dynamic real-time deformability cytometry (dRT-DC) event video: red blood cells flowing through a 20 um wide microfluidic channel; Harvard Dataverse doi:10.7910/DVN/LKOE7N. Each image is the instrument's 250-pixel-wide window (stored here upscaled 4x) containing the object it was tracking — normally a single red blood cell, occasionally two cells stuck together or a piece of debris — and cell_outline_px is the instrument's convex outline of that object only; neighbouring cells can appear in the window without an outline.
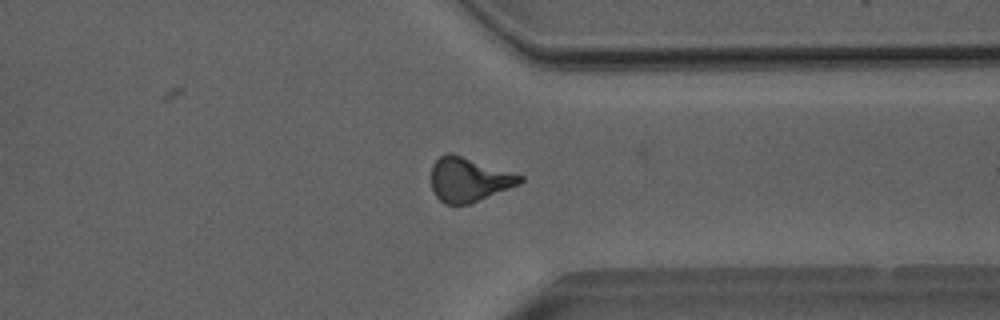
{"species": "Egyptian fruit bat (a non-hibernating species)", "species_latin": "Rousettus aegyptiacus", "temperature_condition": "room temperature", "stored_images_in_passage": 40, "camera_frame_rate_fps": 3000, "um_per_image_px": 0.085, "animal": {"sex": "male"}, "frame": {"image": 1, "passage_image": 39, "time_ms": 12.667, "image_size_px": [1000, 320], "cell_outline_px": [[524, 180], [520, 184], [468, 204], [444, 204], [436, 196], [432, 188], [432, 164], [440, 156], [448, 152], [452, 152], [524, 176]], "centroid_in_image_um": [39.85, 15.25], "position_along_channel_um": 371.6, "area_um2": 22.77}, "authors_computed_cell_mechanics": {"area_um2": 23.3512, "velocity_mm_per_s": 4.0387, "shape_relaxation_time_tau1_ms": 9.6952, "shape_relaxation_time_tau2_ms": 2.9812, "deformation_change_tau1": 0.2381, "deformation_change_tau2": 0.1347}}